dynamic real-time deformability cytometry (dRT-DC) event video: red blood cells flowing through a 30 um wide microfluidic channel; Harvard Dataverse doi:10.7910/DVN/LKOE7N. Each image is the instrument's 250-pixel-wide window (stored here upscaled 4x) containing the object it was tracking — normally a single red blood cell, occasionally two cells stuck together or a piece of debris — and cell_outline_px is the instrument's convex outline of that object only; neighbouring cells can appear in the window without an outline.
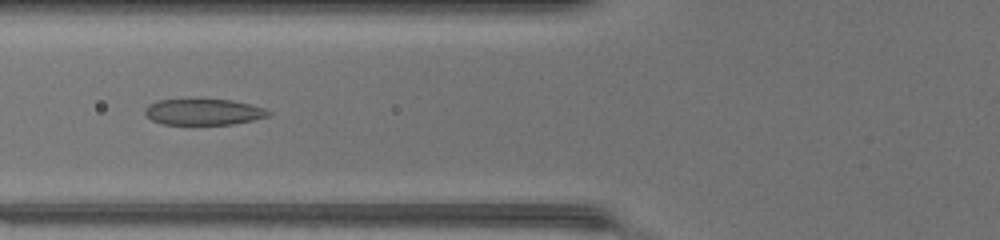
{"species": "common noctule bat (a hibernating species)", "species_latin": "Nyctalus noctula", "temperature_condition": "warm", "stored_images_in_passage": 42, "camera_frame_rate_fps": 3000, "um_per_image_px": 0.085, "animal": {"sex": "female", "body_mass_g": 17.0, "forearm_length_mm": 48.0}, "frame": {"image": 1, "passage_image": 14, "time_ms": 4.333, "image_size_px": [1000, 240], "cell_outline_px": [[272, 112], [268, 116], [252, 120], [228, 124], [164, 124], [152, 120], [144, 112], [144, 108], [160, 100], [232, 100], [264, 108]], "centroid_in_image_um": [17.31, 9.52], "position_along_channel_um": 108.5, "area_um2": 18.26}}
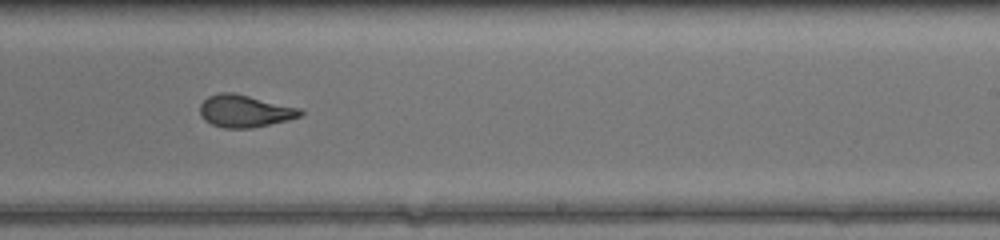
{"frame": {"image": 2, "passage_image": 25, "time_ms": 8.0, "image_size_px": [1000, 240], "cell_outline_px": [[304, 112], [300, 116], [288, 120], [252, 128], [224, 128], [212, 124], [204, 120], [200, 112], [200, 104], [208, 96], [220, 92], [232, 92], [300, 108]], "centroid_in_image_um": [20.79, 9.44], "position_along_channel_um": 268.2, "area_um2": 18.79}}
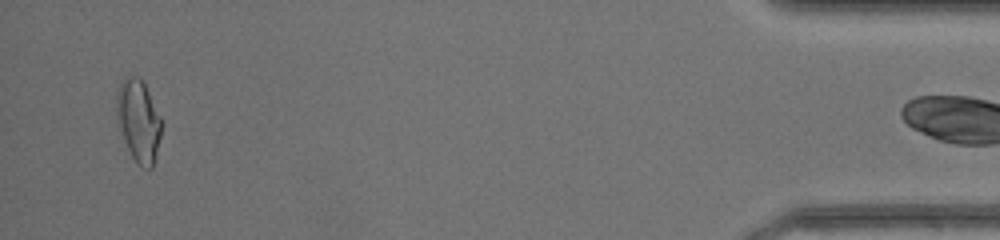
{"frame": {"image": 3, "passage_image": 41, "time_ms": 13.333, "image_size_px": [1000, 240], "cell_outline_px": [[160, 136], [152, 168], [144, 168], [132, 156], [128, 148], [120, 128], [116, 108], [116, 92], [120, 84], [124, 80], [132, 76], [140, 76], [160, 116]], "centroid_in_image_um": [11.76, 10.23], "position_along_channel_um": 423.4, "area_um2": 20.63}, "authors_computed_cell_mechanics": {"area_um2": 19.4497, "velocity_mm_per_s": 4.3534, "shape_relaxation_time_tau1_ms": 7.6302, "shape_relaxation_time_tau2_ms": 1.1101, "deformation_change_tau1": 0.2634, "deformation_change_tau2": 0.0672}}